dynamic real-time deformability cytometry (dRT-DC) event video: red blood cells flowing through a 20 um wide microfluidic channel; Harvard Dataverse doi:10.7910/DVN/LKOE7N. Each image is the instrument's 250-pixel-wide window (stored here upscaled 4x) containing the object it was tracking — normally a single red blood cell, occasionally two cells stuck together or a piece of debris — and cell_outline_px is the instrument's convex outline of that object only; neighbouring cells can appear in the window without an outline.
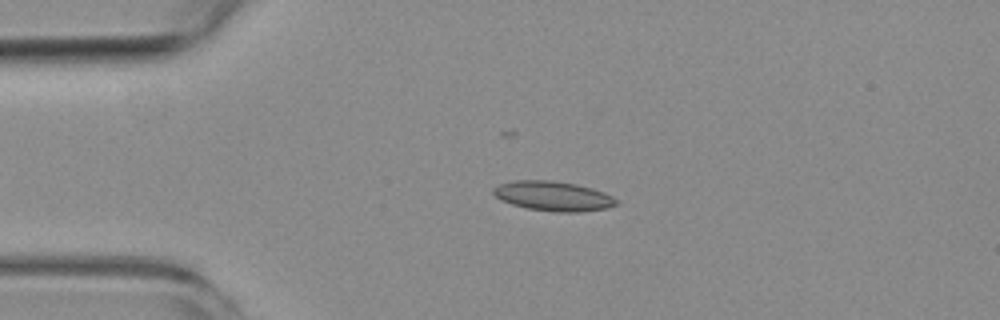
{"species": "common noctule bat (a hibernating species)", "species_latin": "Nyctalus noctula", "temperature_condition": "room temperature", "stored_images_in_passage": 3, "camera_frame_rate_fps": 3000, "um_per_image_px": 0.085, "animal": {"sex": "female", "body_mass_g": 19.3, "forearm_length_mm": 54.1}, "frame": {"image": 1, "passage_image": 3, "time_ms": 2.333, "image_size_px": [1000, 320], "cell_outline_px": [[620, 204], [604, 208], [580, 212], [556, 212], [528, 208], [512, 204], [500, 200], [492, 192], [492, 188], [500, 184], [512, 180], [552, 180], [576, 184], [592, 188], [604, 192], [612, 196]], "centroid_in_image_um": [47.01, 16.66], "position_along_channel_um": 38.0, "area_um2": 21.27}}